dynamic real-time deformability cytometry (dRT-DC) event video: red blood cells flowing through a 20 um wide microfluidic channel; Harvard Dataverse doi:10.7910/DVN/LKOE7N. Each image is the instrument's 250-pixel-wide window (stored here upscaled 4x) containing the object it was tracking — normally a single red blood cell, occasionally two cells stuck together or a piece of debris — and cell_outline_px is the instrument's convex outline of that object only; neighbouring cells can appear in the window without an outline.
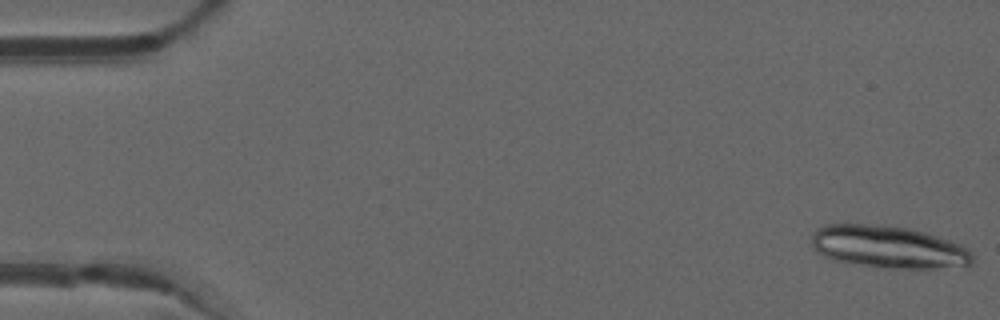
{"species": "common noctule bat (a hibernating species)", "species_latin": "Nyctalus noctula", "temperature_condition": "warm", "stored_images_in_passage": 19, "camera_frame_rate_fps": 3000, "um_per_image_px": 0.085, "animal": {"sex": "male", "forearm_length_mm": 52.5}, "frame": {"image": 1, "passage_image": 1, "time_ms": 0.0, "image_size_px": [1000, 320], "cell_outline_px": [[976, 256], [972, 264], [968, 268], [888, 268], [832, 260], [824, 256], [812, 248], [812, 232], [816, 228], [824, 224], [864, 224], [908, 228], [924, 232], [960, 244], [968, 248]], "centroid_in_image_um": [75.56, 21.01], "position_along_channel_um": 9.4, "area_um2": 40.11}}